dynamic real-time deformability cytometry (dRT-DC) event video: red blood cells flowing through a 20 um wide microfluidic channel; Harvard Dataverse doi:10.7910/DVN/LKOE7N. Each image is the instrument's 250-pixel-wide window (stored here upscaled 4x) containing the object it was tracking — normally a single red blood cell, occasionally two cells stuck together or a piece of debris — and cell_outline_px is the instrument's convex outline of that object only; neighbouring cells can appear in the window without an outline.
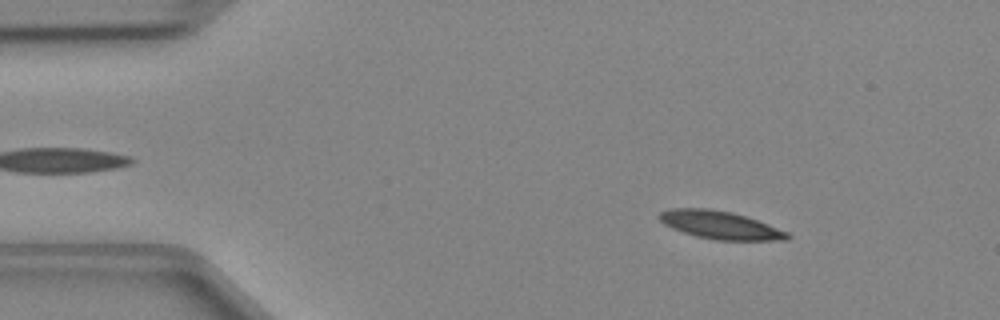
{"species": "Egyptian fruit bat (a non-hibernating species)", "species_latin": "Rousettus aegyptiacus", "temperature_condition": "cold", "stored_images_in_passage": 48, "camera_frame_rate_fps": 3000, "um_per_image_px": 0.085, "animal": {"sex": "female"}, "frame": {"image": 1, "passage_image": 6, "time_ms": 1.667, "image_size_px": [1000, 320], "cell_outline_px": [[792, 236], [788, 240], [716, 240], [696, 236], [672, 228], [664, 224], [656, 216], [660, 212], [672, 208], [708, 208], [732, 212], [768, 224], [788, 232]], "centroid_in_image_um": [61.2, 19.12], "position_along_channel_um": 23.8, "area_um2": 20.81}}
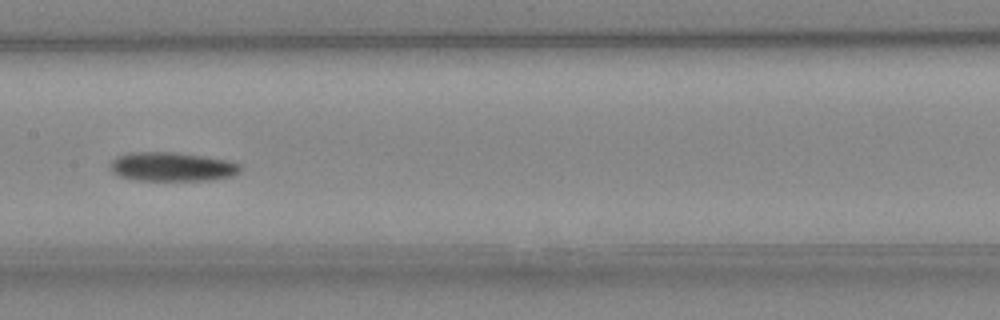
{"frame": {"image": 2, "passage_image": 23, "time_ms": 7.333, "image_size_px": [1000, 320], "cell_outline_px": [[244, 168], [240, 172], [232, 176], [212, 180], [136, 180], [120, 176], [112, 172], [112, 160], [128, 152], [176, 152], [232, 160], [240, 164]], "centroid_in_image_um": [14.72, 14.17], "position_along_channel_um": 192.7, "area_um2": 22.14}}
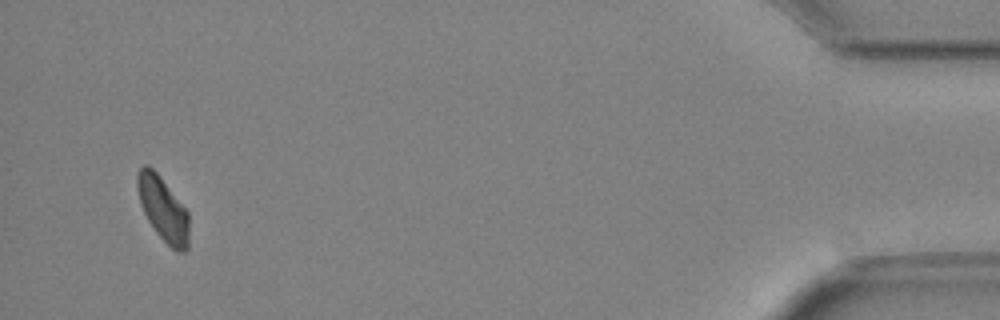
{"frame": {"image": 3, "passage_image": 45, "time_ms": 14.667, "image_size_px": [1000, 320], "cell_outline_px": [[188, 248], [184, 252], [176, 252], [156, 232], [148, 220], [140, 204], [136, 188], [136, 176], [140, 168], [144, 164], [148, 164], [160, 176], [188, 212]], "centroid_in_image_um": [13.83, 17.74], "position_along_channel_um": 421.4, "area_um2": 19.25}}